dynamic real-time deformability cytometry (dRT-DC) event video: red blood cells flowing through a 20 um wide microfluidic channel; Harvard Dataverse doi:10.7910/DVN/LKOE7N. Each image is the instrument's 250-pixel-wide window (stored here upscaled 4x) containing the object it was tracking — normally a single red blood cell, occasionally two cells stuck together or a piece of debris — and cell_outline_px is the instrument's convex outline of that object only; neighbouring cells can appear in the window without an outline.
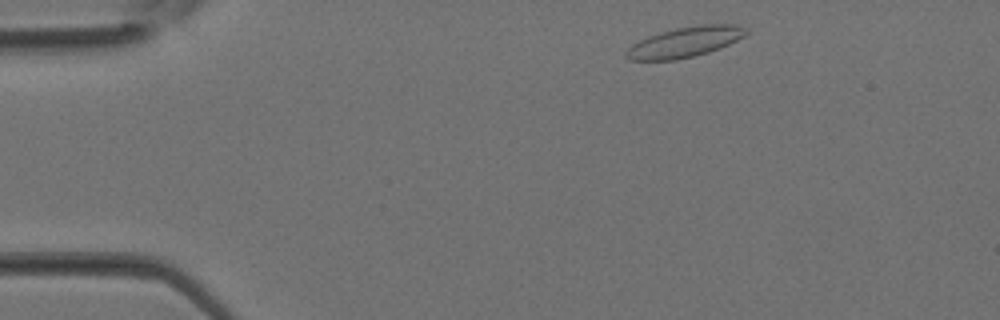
{"species": "Egyptian fruit bat (a non-hibernating species)", "species_latin": "Rousettus aegyptiacus", "temperature_condition": "room temperature", "stored_images_in_passage": 33, "camera_frame_rate_fps": 3000, "um_per_image_px": 0.085, "animal": {"sex": "female"}, "frame": {"image": 1, "passage_image": 2, "time_ms": 0.333, "image_size_px": [1000, 320], "cell_outline_px": [[748, 32], [744, 36], [720, 48], [708, 52], [676, 60], [628, 60], [624, 56], [624, 52], [632, 44], [648, 36], [660, 32], [676, 28], [700, 24], [736, 24], [744, 28]], "centroid_in_image_um": [58.18, 3.57], "position_along_channel_um": 26.8, "area_um2": 21.1}}
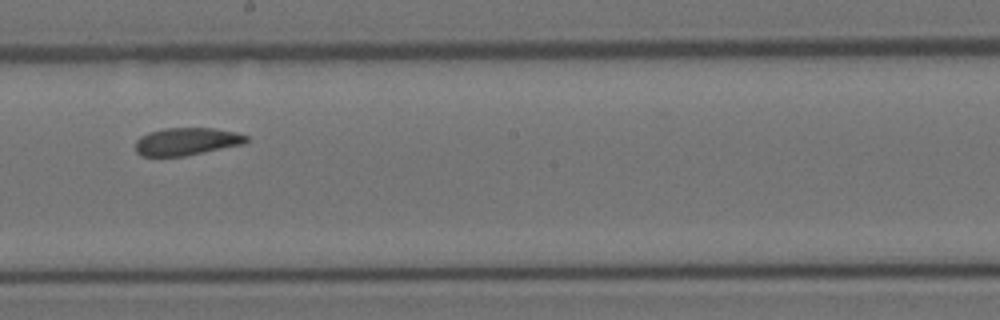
{"frame": {"image": 2, "passage_image": 17, "time_ms": 5.333, "image_size_px": [1000, 320], "cell_outline_px": [[248, 140], [244, 144], [184, 156], [140, 156], [136, 152], [136, 140], [140, 136], [148, 132], [164, 128], [212, 128], [236, 132], [248, 136]], "centroid_in_image_um": [15.85, 12.02], "position_along_channel_um": 232.4, "area_um2": 17.86}}
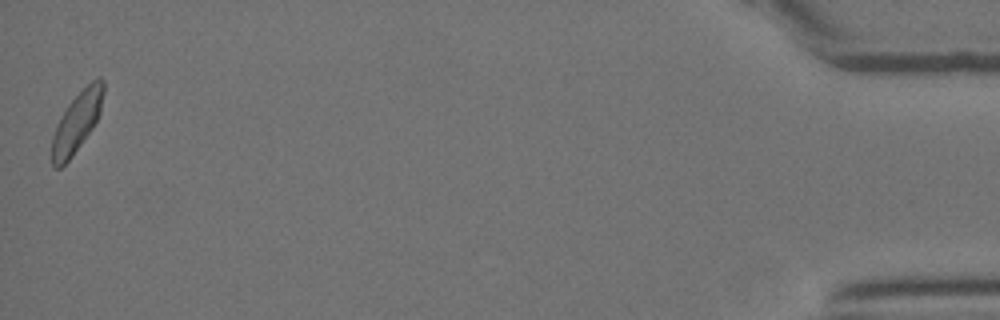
{"frame": {"image": 3, "passage_image": 33, "time_ms": 10.667, "image_size_px": [1000, 320], "cell_outline_px": [[104, 92], [100, 112], [92, 128], [72, 156], [60, 168], [52, 168], [52, 136], [56, 124], [60, 116], [68, 104], [96, 76], [100, 76], [104, 80]], "centroid_in_image_um": [6.53, 10.36], "position_along_channel_um": 428.7, "area_um2": 17.92}}